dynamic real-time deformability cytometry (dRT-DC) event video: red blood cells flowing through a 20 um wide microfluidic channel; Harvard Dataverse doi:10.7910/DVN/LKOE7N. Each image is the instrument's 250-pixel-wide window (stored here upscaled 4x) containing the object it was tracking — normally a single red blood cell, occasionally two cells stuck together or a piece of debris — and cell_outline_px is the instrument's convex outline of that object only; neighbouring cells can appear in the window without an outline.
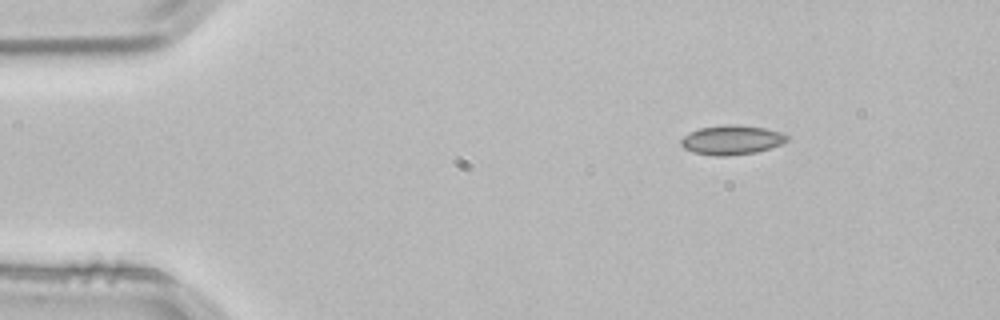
{"species": "common noctule bat (a hibernating species)", "species_latin": "Nyctalus noctula", "temperature_condition": "room temperature", "stored_images_in_passage": 2, "camera_frame_rate_fps": 3000, "um_per_image_px": 0.085, "animal": {"sex": "male", "body_mass_g": 21.5, "forearm_length_mm": 52.0}, "frame": {"image": 1, "passage_image": 1, "time_ms": 0.0, "image_size_px": [1000, 320], "cell_outline_px": [[788, 140], [780, 144], [756, 152], [724, 156], [716, 156], [692, 152], [684, 148], [680, 144], [680, 140], [684, 136], [700, 128], [724, 124], [736, 124], [764, 128], [780, 132], [788, 136]], "centroid_in_image_um": [62.17, 11.89], "position_along_channel_um": 22.8, "area_um2": 17.98}}